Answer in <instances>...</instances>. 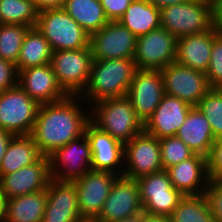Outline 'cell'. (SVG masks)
<instances>
[{
	"mask_svg": "<svg viewBox=\"0 0 222 222\" xmlns=\"http://www.w3.org/2000/svg\"><path fill=\"white\" fill-rule=\"evenodd\" d=\"M78 97L67 96L61 101L39 106L31 137L43 156L48 157L85 134L91 114H83L86 111L78 106Z\"/></svg>",
	"mask_w": 222,
	"mask_h": 222,
	"instance_id": "obj_1",
	"label": "cell"
},
{
	"mask_svg": "<svg viewBox=\"0 0 222 222\" xmlns=\"http://www.w3.org/2000/svg\"><path fill=\"white\" fill-rule=\"evenodd\" d=\"M136 70L133 58L93 60L88 84L80 96L86 97L88 103L93 102L91 104L104 99L124 97Z\"/></svg>",
	"mask_w": 222,
	"mask_h": 222,
	"instance_id": "obj_2",
	"label": "cell"
},
{
	"mask_svg": "<svg viewBox=\"0 0 222 222\" xmlns=\"http://www.w3.org/2000/svg\"><path fill=\"white\" fill-rule=\"evenodd\" d=\"M160 24L176 38L211 30L217 24L216 4L190 0L160 9Z\"/></svg>",
	"mask_w": 222,
	"mask_h": 222,
	"instance_id": "obj_3",
	"label": "cell"
},
{
	"mask_svg": "<svg viewBox=\"0 0 222 222\" xmlns=\"http://www.w3.org/2000/svg\"><path fill=\"white\" fill-rule=\"evenodd\" d=\"M91 110L90 121L123 144L144 131L143 122L126 96L100 100Z\"/></svg>",
	"mask_w": 222,
	"mask_h": 222,
	"instance_id": "obj_4",
	"label": "cell"
},
{
	"mask_svg": "<svg viewBox=\"0 0 222 222\" xmlns=\"http://www.w3.org/2000/svg\"><path fill=\"white\" fill-rule=\"evenodd\" d=\"M35 27L49 42L52 51L89 46L90 35L64 9L39 12Z\"/></svg>",
	"mask_w": 222,
	"mask_h": 222,
	"instance_id": "obj_5",
	"label": "cell"
},
{
	"mask_svg": "<svg viewBox=\"0 0 222 222\" xmlns=\"http://www.w3.org/2000/svg\"><path fill=\"white\" fill-rule=\"evenodd\" d=\"M93 56L90 46L52 51L51 66L58 84L68 96H80L86 88Z\"/></svg>",
	"mask_w": 222,
	"mask_h": 222,
	"instance_id": "obj_6",
	"label": "cell"
},
{
	"mask_svg": "<svg viewBox=\"0 0 222 222\" xmlns=\"http://www.w3.org/2000/svg\"><path fill=\"white\" fill-rule=\"evenodd\" d=\"M39 106L18 84L0 93V129L31 135Z\"/></svg>",
	"mask_w": 222,
	"mask_h": 222,
	"instance_id": "obj_7",
	"label": "cell"
},
{
	"mask_svg": "<svg viewBox=\"0 0 222 222\" xmlns=\"http://www.w3.org/2000/svg\"><path fill=\"white\" fill-rule=\"evenodd\" d=\"M48 159L51 178L62 182H75L91 170L90 143L84 134L55 150Z\"/></svg>",
	"mask_w": 222,
	"mask_h": 222,
	"instance_id": "obj_8",
	"label": "cell"
},
{
	"mask_svg": "<svg viewBox=\"0 0 222 222\" xmlns=\"http://www.w3.org/2000/svg\"><path fill=\"white\" fill-rule=\"evenodd\" d=\"M143 212L169 217L184 196L175 189L166 170L137 179Z\"/></svg>",
	"mask_w": 222,
	"mask_h": 222,
	"instance_id": "obj_9",
	"label": "cell"
},
{
	"mask_svg": "<svg viewBox=\"0 0 222 222\" xmlns=\"http://www.w3.org/2000/svg\"><path fill=\"white\" fill-rule=\"evenodd\" d=\"M177 38L163 27L137 37L134 61L137 69L161 70L176 61Z\"/></svg>",
	"mask_w": 222,
	"mask_h": 222,
	"instance_id": "obj_10",
	"label": "cell"
},
{
	"mask_svg": "<svg viewBox=\"0 0 222 222\" xmlns=\"http://www.w3.org/2000/svg\"><path fill=\"white\" fill-rule=\"evenodd\" d=\"M124 162L121 175L135 180L162 171L159 139L145 131L134 136L124 144Z\"/></svg>",
	"mask_w": 222,
	"mask_h": 222,
	"instance_id": "obj_11",
	"label": "cell"
},
{
	"mask_svg": "<svg viewBox=\"0 0 222 222\" xmlns=\"http://www.w3.org/2000/svg\"><path fill=\"white\" fill-rule=\"evenodd\" d=\"M137 37L119 21H109L90 35L93 60L133 58Z\"/></svg>",
	"mask_w": 222,
	"mask_h": 222,
	"instance_id": "obj_12",
	"label": "cell"
},
{
	"mask_svg": "<svg viewBox=\"0 0 222 222\" xmlns=\"http://www.w3.org/2000/svg\"><path fill=\"white\" fill-rule=\"evenodd\" d=\"M143 213L137 180L117 176L99 216L93 222H117Z\"/></svg>",
	"mask_w": 222,
	"mask_h": 222,
	"instance_id": "obj_13",
	"label": "cell"
},
{
	"mask_svg": "<svg viewBox=\"0 0 222 222\" xmlns=\"http://www.w3.org/2000/svg\"><path fill=\"white\" fill-rule=\"evenodd\" d=\"M165 94L177 97L191 106L211 89L206 73L178 64L176 61L160 70Z\"/></svg>",
	"mask_w": 222,
	"mask_h": 222,
	"instance_id": "obj_14",
	"label": "cell"
},
{
	"mask_svg": "<svg viewBox=\"0 0 222 222\" xmlns=\"http://www.w3.org/2000/svg\"><path fill=\"white\" fill-rule=\"evenodd\" d=\"M117 174L89 170L75 181L78 209L84 221L93 222L100 214Z\"/></svg>",
	"mask_w": 222,
	"mask_h": 222,
	"instance_id": "obj_15",
	"label": "cell"
},
{
	"mask_svg": "<svg viewBox=\"0 0 222 222\" xmlns=\"http://www.w3.org/2000/svg\"><path fill=\"white\" fill-rule=\"evenodd\" d=\"M165 94L160 70L137 69L126 97L137 117L145 122L153 115Z\"/></svg>",
	"mask_w": 222,
	"mask_h": 222,
	"instance_id": "obj_16",
	"label": "cell"
},
{
	"mask_svg": "<svg viewBox=\"0 0 222 222\" xmlns=\"http://www.w3.org/2000/svg\"><path fill=\"white\" fill-rule=\"evenodd\" d=\"M50 167L47 156L37 162L24 166L15 172L0 177V190L10 199L41 190H46L50 182Z\"/></svg>",
	"mask_w": 222,
	"mask_h": 222,
	"instance_id": "obj_17",
	"label": "cell"
},
{
	"mask_svg": "<svg viewBox=\"0 0 222 222\" xmlns=\"http://www.w3.org/2000/svg\"><path fill=\"white\" fill-rule=\"evenodd\" d=\"M42 222H85L78 209L74 182L50 179Z\"/></svg>",
	"mask_w": 222,
	"mask_h": 222,
	"instance_id": "obj_18",
	"label": "cell"
},
{
	"mask_svg": "<svg viewBox=\"0 0 222 222\" xmlns=\"http://www.w3.org/2000/svg\"><path fill=\"white\" fill-rule=\"evenodd\" d=\"M18 85L39 105L55 103L68 96L58 84L51 64L19 71Z\"/></svg>",
	"mask_w": 222,
	"mask_h": 222,
	"instance_id": "obj_19",
	"label": "cell"
},
{
	"mask_svg": "<svg viewBox=\"0 0 222 222\" xmlns=\"http://www.w3.org/2000/svg\"><path fill=\"white\" fill-rule=\"evenodd\" d=\"M85 135L91 148V169L112 172L120 176L118 168L121 167L120 163L124 165V144L102 131L91 121L86 125Z\"/></svg>",
	"mask_w": 222,
	"mask_h": 222,
	"instance_id": "obj_20",
	"label": "cell"
},
{
	"mask_svg": "<svg viewBox=\"0 0 222 222\" xmlns=\"http://www.w3.org/2000/svg\"><path fill=\"white\" fill-rule=\"evenodd\" d=\"M192 107L177 97L164 94L153 115L145 122L144 131L158 139L175 136Z\"/></svg>",
	"mask_w": 222,
	"mask_h": 222,
	"instance_id": "obj_21",
	"label": "cell"
},
{
	"mask_svg": "<svg viewBox=\"0 0 222 222\" xmlns=\"http://www.w3.org/2000/svg\"><path fill=\"white\" fill-rule=\"evenodd\" d=\"M220 32L216 24L209 31L177 38L176 62L206 73L210 63L213 39Z\"/></svg>",
	"mask_w": 222,
	"mask_h": 222,
	"instance_id": "obj_22",
	"label": "cell"
},
{
	"mask_svg": "<svg viewBox=\"0 0 222 222\" xmlns=\"http://www.w3.org/2000/svg\"><path fill=\"white\" fill-rule=\"evenodd\" d=\"M166 171L173 187L183 195L204 194L210 180L207 157L201 154H195Z\"/></svg>",
	"mask_w": 222,
	"mask_h": 222,
	"instance_id": "obj_23",
	"label": "cell"
},
{
	"mask_svg": "<svg viewBox=\"0 0 222 222\" xmlns=\"http://www.w3.org/2000/svg\"><path fill=\"white\" fill-rule=\"evenodd\" d=\"M181 139L195 154H201L208 157L215 137L207 118L193 106L182 126L178 129L176 135Z\"/></svg>",
	"mask_w": 222,
	"mask_h": 222,
	"instance_id": "obj_24",
	"label": "cell"
},
{
	"mask_svg": "<svg viewBox=\"0 0 222 222\" xmlns=\"http://www.w3.org/2000/svg\"><path fill=\"white\" fill-rule=\"evenodd\" d=\"M43 155L31 135L11 138L0 165V177L37 162Z\"/></svg>",
	"mask_w": 222,
	"mask_h": 222,
	"instance_id": "obj_25",
	"label": "cell"
},
{
	"mask_svg": "<svg viewBox=\"0 0 222 222\" xmlns=\"http://www.w3.org/2000/svg\"><path fill=\"white\" fill-rule=\"evenodd\" d=\"M47 202V190L7 199L4 222H42Z\"/></svg>",
	"mask_w": 222,
	"mask_h": 222,
	"instance_id": "obj_26",
	"label": "cell"
},
{
	"mask_svg": "<svg viewBox=\"0 0 222 222\" xmlns=\"http://www.w3.org/2000/svg\"><path fill=\"white\" fill-rule=\"evenodd\" d=\"M118 21L139 37L161 26L160 9L146 0H133Z\"/></svg>",
	"mask_w": 222,
	"mask_h": 222,
	"instance_id": "obj_27",
	"label": "cell"
},
{
	"mask_svg": "<svg viewBox=\"0 0 222 222\" xmlns=\"http://www.w3.org/2000/svg\"><path fill=\"white\" fill-rule=\"evenodd\" d=\"M52 49L44 35L36 28H30L26 33L17 60V72L35 66L51 63Z\"/></svg>",
	"mask_w": 222,
	"mask_h": 222,
	"instance_id": "obj_28",
	"label": "cell"
},
{
	"mask_svg": "<svg viewBox=\"0 0 222 222\" xmlns=\"http://www.w3.org/2000/svg\"><path fill=\"white\" fill-rule=\"evenodd\" d=\"M63 9L89 35L102 29L109 22L100 0H67Z\"/></svg>",
	"mask_w": 222,
	"mask_h": 222,
	"instance_id": "obj_29",
	"label": "cell"
},
{
	"mask_svg": "<svg viewBox=\"0 0 222 222\" xmlns=\"http://www.w3.org/2000/svg\"><path fill=\"white\" fill-rule=\"evenodd\" d=\"M169 219L170 222H215L204 194L184 195Z\"/></svg>",
	"mask_w": 222,
	"mask_h": 222,
	"instance_id": "obj_30",
	"label": "cell"
},
{
	"mask_svg": "<svg viewBox=\"0 0 222 222\" xmlns=\"http://www.w3.org/2000/svg\"><path fill=\"white\" fill-rule=\"evenodd\" d=\"M38 11L32 0H0V24L36 26Z\"/></svg>",
	"mask_w": 222,
	"mask_h": 222,
	"instance_id": "obj_31",
	"label": "cell"
},
{
	"mask_svg": "<svg viewBox=\"0 0 222 222\" xmlns=\"http://www.w3.org/2000/svg\"><path fill=\"white\" fill-rule=\"evenodd\" d=\"M29 29L21 24H0V58L16 64Z\"/></svg>",
	"mask_w": 222,
	"mask_h": 222,
	"instance_id": "obj_32",
	"label": "cell"
},
{
	"mask_svg": "<svg viewBox=\"0 0 222 222\" xmlns=\"http://www.w3.org/2000/svg\"><path fill=\"white\" fill-rule=\"evenodd\" d=\"M196 107L210 123L215 139L222 138V89L211 88Z\"/></svg>",
	"mask_w": 222,
	"mask_h": 222,
	"instance_id": "obj_33",
	"label": "cell"
},
{
	"mask_svg": "<svg viewBox=\"0 0 222 222\" xmlns=\"http://www.w3.org/2000/svg\"><path fill=\"white\" fill-rule=\"evenodd\" d=\"M159 143L163 170L195 155V152L176 136L161 138Z\"/></svg>",
	"mask_w": 222,
	"mask_h": 222,
	"instance_id": "obj_34",
	"label": "cell"
},
{
	"mask_svg": "<svg viewBox=\"0 0 222 222\" xmlns=\"http://www.w3.org/2000/svg\"><path fill=\"white\" fill-rule=\"evenodd\" d=\"M206 76L210 88L222 89V32L213 39Z\"/></svg>",
	"mask_w": 222,
	"mask_h": 222,
	"instance_id": "obj_35",
	"label": "cell"
},
{
	"mask_svg": "<svg viewBox=\"0 0 222 222\" xmlns=\"http://www.w3.org/2000/svg\"><path fill=\"white\" fill-rule=\"evenodd\" d=\"M204 195L215 222H222V180L210 179Z\"/></svg>",
	"mask_w": 222,
	"mask_h": 222,
	"instance_id": "obj_36",
	"label": "cell"
},
{
	"mask_svg": "<svg viewBox=\"0 0 222 222\" xmlns=\"http://www.w3.org/2000/svg\"><path fill=\"white\" fill-rule=\"evenodd\" d=\"M207 164L209 179H219L222 176V138L215 140L207 157Z\"/></svg>",
	"mask_w": 222,
	"mask_h": 222,
	"instance_id": "obj_37",
	"label": "cell"
},
{
	"mask_svg": "<svg viewBox=\"0 0 222 222\" xmlns=\"http://www.w3.org/2000/svg\"><path fill=\"white\" fill-rule=\"evenodd\" d=\"M18 84L16 65L11 61L0 58V93Z\"/></svg>",
	"mask_w": 222,
	"mask_h": 222,
	"instance_id": "obj_38",
	"label": "cell"
},
{
	"mask_svg": "<svg viewBox=\"0 0 222 222\" xmlns=\"http://www.w3.org/2000/svg\"><path fill=\"white\" fill-rule=\"evenodd\" d=\"M133 0H100L109 21H118Z\"/></svg>",
	"mask_w": 222,
	"mask_h": 222,
	"instance_id": "obj_39",
	"label": "cell"
},
{
	"mask_svg": "<svg viewBox=\"0 0 222 222\" xmlns=\"http://www.w3.org/2000/svg\"><path fill=\"white\" fill-rule=\"evenodd\" d=\"M37 11L47 9H63L67 0H32Z\"/></svg>",
	"mask_w": 222,
	"mask_h": 222,
	"instance_id": "obj_40",
	"label": "cell"
},
{
	"mask_svg": "<svg viewBox=\"0 0 222 222\" xmlns=\"http://www.w3.org/2000/svg\"><path fill=\"white\" fill-rule=\"evenodd\" d=\"M14 135L6 130L0 129V165L4 154L6 153L7 146Z\"/></svg>",
	"mask_w": 222,
	"mask_h": 222,
	"instance_id": "obj_41",
	"label": "cell"
},
{
	"mask_svg": "<svg viewBox=\"0 0 222 222\" xmlns=\"http://www.w3.org/2000/svg\"><path fill=\"white\" fill-rule=\"evenodd\" d=\"M158 9H162L168 6L176 4L186 3L190 0H146Z\"/></svg>",
	"mask_w": 222,
	"mask_h": 222,
	"instance_id": "obj_42",
	"label": "cell"
},
{
	"mask_svg": "<svg viewBox=\"0 0 222 222\" xmlns=\"http://www.w3.org/2000/svg\"><path fill=\"white\" fill-rule=\"evenodd\" d=\"M140 222H170L169 217L150 215L147 213L140 214Z\"/></svg>",
	"mask_w": 222,
	"mask_h": 222,
	"instance_id": "obj_43",
	"label": "cell"
},
{
	"mask_svg": "<svg viewBox=\"0 0 222 222\" xmlns=\"http://www.w3.org/2000/svg\"><path fill=\"white\" fill-rule=\"evenodd\" d=\"M7 197L0 190V222H4L6 218Z\"/></svg>",
	"mask_w": 222,
	"mask_h": 222,
	"instance_id": "obj_44",
	"label": "cell"
},
{
	"mask_svg": "<svg viewBox=\"0 0 222 222\" xmlns=\"http://www.w3.org/2000/svg\"><path fill=\"white\" fill-rule=\"evenodd\" d=\"M217 25L222 32V0L216 4Z\"/></svg>",
	"mask_w": 222,
	"mask_h": 222,
	"instance_id": "obj_45",
	"label": "cell"
},
{
	"mask_svg": "<svg viewBox=\"0 0 222 222\" xmlns=\"http://www.w3.org/2000/svg\"><path fill=\"white\" fill-rule=\"evenodd\" d=\"M117 222H140V214L137 216L124 218V219L117 221Z\"/></svg>",
	"mask_w": 222,
	"mask_h": 222,
	"instance_id": "obj_46",
	"label": "cell"
},
{
	"mask_svg": "<svg viewBox=\"0 0 222 222\" xmlns=\"http://www.w3.org/2000/svg\"><path fill=\"white\" fill-rule=\"evenodd\" d=\"M211 2H213L214 4H217L220 0H209Z\"/></svg>",
	"mask_w": 222,
	"mask_h": 222,
	"instance_id": "obj_47",
	"label": "cell"
}]
</instances>
